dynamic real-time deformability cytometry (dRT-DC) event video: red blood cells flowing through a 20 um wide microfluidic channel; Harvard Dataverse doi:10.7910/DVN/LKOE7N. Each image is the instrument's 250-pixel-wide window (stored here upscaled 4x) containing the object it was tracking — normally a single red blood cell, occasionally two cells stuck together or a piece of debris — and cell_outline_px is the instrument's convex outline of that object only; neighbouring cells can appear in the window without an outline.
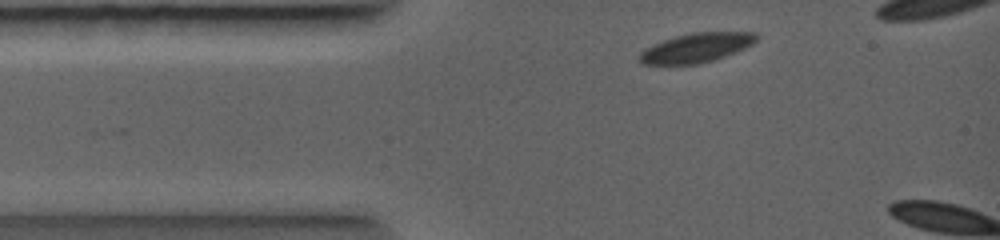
{"species": "common noctule bat (a hibernating species)", "species_latin": "Nyctalus noctula", "temperature_condition": "warm", "stored_images_in_passage": 7, "camera_frame_rate_fps": 5000, "um_per_image_px": 0.085, "animal": {"sex": "female", "body_mass_g": 19.0, "forearm_length_mm": 56.7}, "frame": {"image": 1, "passage_image": 1, "time_ms": 0.0, "image_size_px": [1000, 240], "cell_outline_px": [[760, 36], [752, 44], [736, 52], [700, 64], [644, 64], [640, 60], [640, 52], [644, 48], [664, 40], [676, 36], [692, 32], [756, 32]], "centroid_in_image_um": [59.22, 4.05], "position_along_channel_um": 25.8, "area_um2": 19.83}}
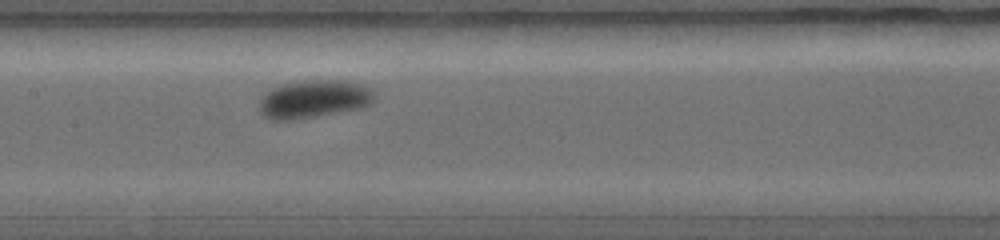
{"frame": {"image": 2, "passage_image": 6, "time_ms": 3.0, "image_size_px": [1000, 240], "cell_outline_px": [[376, 96], [368, 104], [352, 108], [312, 116], [284, 120], [276, 120], [264, 116], [260, 112], [260, 100], [272, 88], [284, 84], [304, 80], [344, 80], [368, 88]], "centroid_in_image_um": [26.61, 8.39], "position_along_channel_um": 180.8, "area_um2": 24.28}}
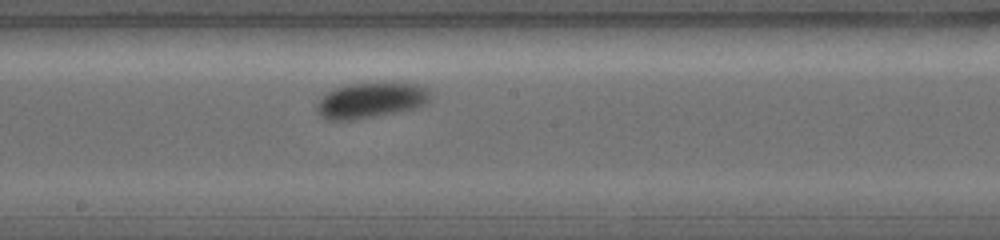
{"frame": {"image": 3, "passage_image": 7, "time_ms": 3.6, "image_size_px": [1000, 240], "cell_outline_px": [[432, 96], [424, 104], [412, 108], [352, 120], [328, 120], [320, 116], [316, 112], [316, 104], [328, 92], [336, 88], [352, 84], [412, 84], [428, 88]], "centroid_in_image_um": [31.47, 8.54], "position_along_channel_um": 216.7, "area_um2": 22.66}}